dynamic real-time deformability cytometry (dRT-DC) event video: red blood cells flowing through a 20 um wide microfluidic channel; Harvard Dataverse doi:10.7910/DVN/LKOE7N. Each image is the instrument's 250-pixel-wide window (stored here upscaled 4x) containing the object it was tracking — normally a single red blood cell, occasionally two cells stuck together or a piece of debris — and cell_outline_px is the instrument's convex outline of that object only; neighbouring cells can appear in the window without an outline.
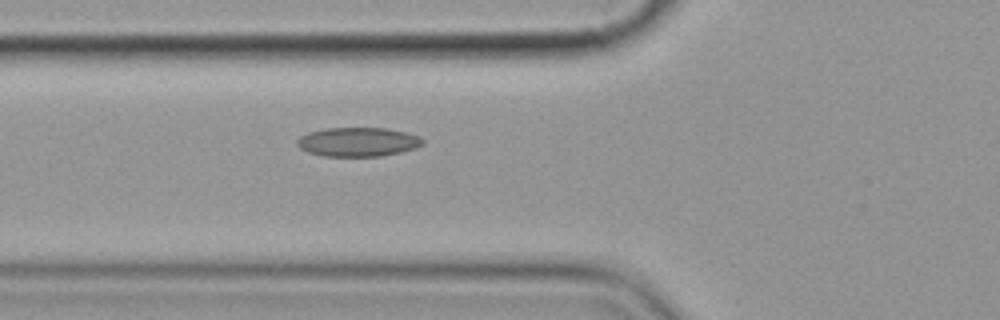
{"species": "common noctule bat (a hibernating species)", "species_latin": "Nyctalus noctula", "temperature_condition": "cold", "stored_images_in_passage": 6, "camera_frame_rate_fps": 3000, "um_per_image_px": 0.085, "animal": {"sex": "female", "body_mass_g": 19.9}, "frame": {"image": 1, "passage_image": 6, "time_ms": 6.667, "image_size_px": [1000, 320], "cell_outline_px": [[424, 144], [416, 148], [400, 152], [380, 156], [324, 156], [308, 152], [300, 148], [296, 144], [296, 140], [300, 136], [308, 132], [324, 128], [384, 128], [404, 132], [416, 136], [424, 140]], "centroid_in_image_um": [30.38, 12.06], "position_along_channel_um": 95.4, "area_um2": 21.21}}